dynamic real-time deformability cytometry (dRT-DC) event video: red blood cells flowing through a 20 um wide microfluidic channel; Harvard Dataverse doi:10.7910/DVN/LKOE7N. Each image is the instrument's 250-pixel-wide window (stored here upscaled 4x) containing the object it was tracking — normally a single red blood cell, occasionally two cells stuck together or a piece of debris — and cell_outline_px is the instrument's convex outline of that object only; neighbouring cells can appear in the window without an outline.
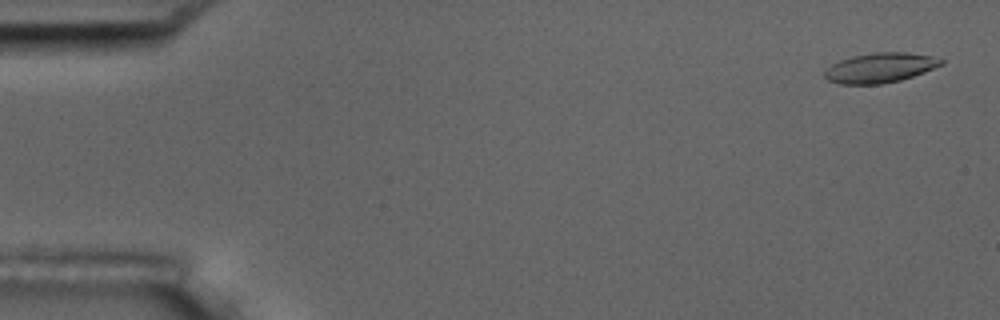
{"species": "common noctule bat (a hibernating species)", "species_latin": "Nyctalus noctula", "temperature_condition": "room temperature", "stored_images_in_passage": 55, "camera_frame_rate_fps": 3000, "um_per_image_px": 0.085, "animal": {"sex": "male", "body_mass_g": 17.5, "forearm_length_mm": 52.3}, "frame": {"image": 1, "passage_image": 2, "time_ms": 0.333, "image_size_px": [1000, 320], "cell_outline_px": [[944, 64], [924, 72], [900, 80], [880, 84], [840, 84], [828, 80], [824, 76], [824, 72], [832, 64], [840, 60], [852, 56], [872, 52], [908, 52], [932, 56], [944, 60]], "centroid_in_image_um": [74.81, 5.75], "position_along_channel_um": 10.2, "area_um2": 20.23}}
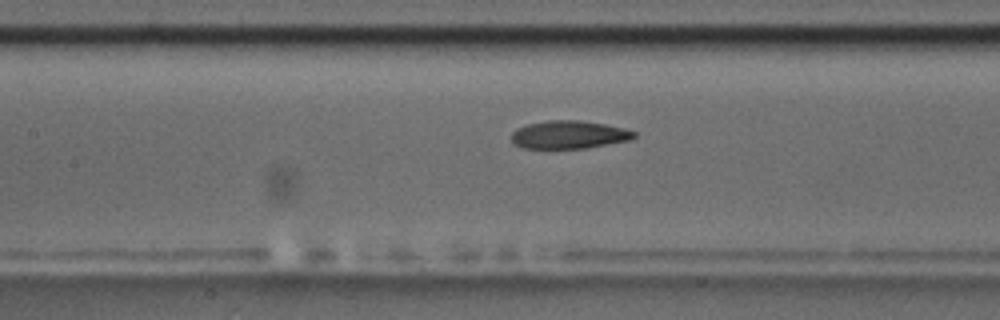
{"frame": {"image": 2, "passage_image": 25, "time_ms": 8.0, "image_size_px": [1000, 320], "cell_outline_px": [[636, 136], [632, 140], [584, 148], [520, 148], [512, 140], [512, 132], [516, 128], [528, 124], [548, 120], [580, 120], [604, 124], [624, 128], [636, 132]], "centroid_in_image_um": [48.37, 11.44], "position_along_channel_um": 159.0, "area_um2": 20.0}}
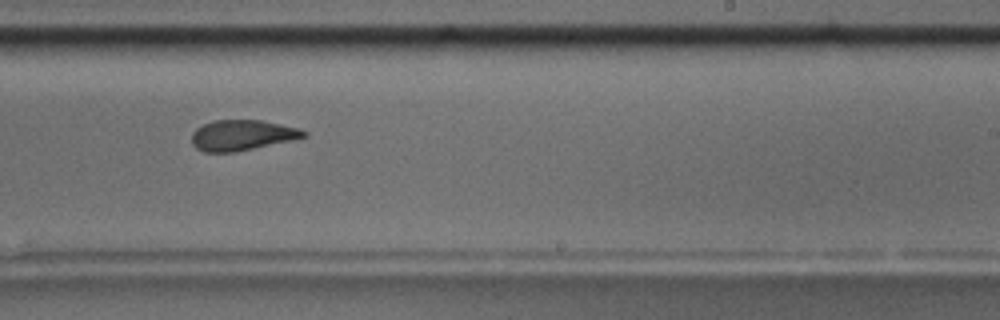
{"frame": {"image": 3, "passage_image": 34, "time_ms": 11.0, "image_size_px": [1000, 320], "cell_outline_px": [[308, 136], [292, 140], [232, 152], [204, 152], [196, 148], [192, 144], [192, 132], [196, 128], [212, 120], [260, 120], [300, 128], [308, 132]], "centroid_in_image_um": [20.57, 11.48], "position_along_channel_um": 268.4, "area_um2": 19.83}, "authors_computed_cell_mechanics": {"area_um2": 20.6924, "velocity_mm_per_s": 3.6619, "shape_relaxation_time_tau1_ms": 6.6376, "shape_relaxation_time_tau2_ms": 2.7374, "deformation_change_tau1": 0.1935, "deformation_change_tau2": 0.1085}}